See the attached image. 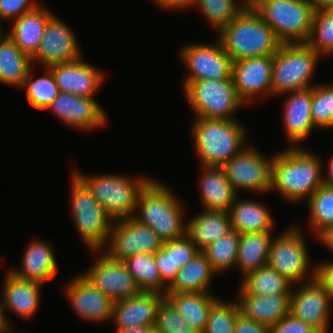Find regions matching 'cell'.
Returning <instances> with one entry per match:
<instances>
[{
  "instance_id": "6da1fadb",
  "label": "cell",
  "mask_w": 333,
  "mask_h": 333,
  "mask_svg": "<svg viewBox=\"0 0 333 333\" xmlns=\"http://www.w3.org/2000/svg\"><path fill=\"white\" fill-rule=\"evenodd\" d=\"M323 161L304 147L286 148L274 154L271 191L298 203L323 184Z\"/></svg>"
},
{
  "instance_id": "7a4b0ae2",
  "label": "cell",
  "mask_w": 333,
  "mask_h": 333,
  "mask_svg": "<svg viewBox=\"0 0 333 333\" xmlns=\"http://www.w3.org/2000/svg\"><path fill=\"white\" fill-rule=\"evenodd\" d=\"M217 38L232 62L274 55L282 45L250 4L218 33Z\"/></svg>"
},
{
  "instance_id": "3957f363",
  "label": "cell",
  "mask_w": 333,
  "mask_h": 333,
  "mask_svg": "<svg viewBox=\"0 0 333 333\" xmlns=\"http://www.w3.org/2000/svg\"><path fill=\"white\" fill-rule=\"evenodd\" d=\"M184 212L172 190L152 179L140 192L133 217L149 226L164 243L186 234Z\"/></svg>"
},
{
  "instance_id": "277c9868",
  "label": "cell",
  "mask_w": 333,
  "mask_h": 333,
  "mask_svg": "<svg viewBox=\"0 0 333 333\" xmlns=\"http://www.w3.org/2000/svg\"><path fill=\"white\" fill-rule=\"evenodd\" d=\"M192 126L195 151L201 165L223 167L244 148L246 128L238 120L195 117Z\"/></svg>"
},
{
  "instance_id": "5b68a950",
  "label": "cell",
  "mask_w": 333,
  "mask_h": 333,
  "mask_svg": "<svg viewBox=\"0 0 333 333\" xmlns=\"http://www.w3.org/2000/svg\"><path fill=\"white\" fill-rule=\"evenodd\" d=\"M73 172L88 186L113 221L134 216L139 194L152 180L146 176L131 178L110 173L87 177L78 169Z\"/></svg>"
},
{
  "instance_id": "8992f818",
  "label": "cell",
  "mask_w": 333,
  "mask_h": 333,
  "mask_svg": "<svg viewBox=\"0 0 333 333\" xmlns=\"http://www.w3.org/2000/svg\"><path fill=\"white\" fill-rule=\"evenodd\" d=\"M320 57L307 43H282L273 55L272 96L311 88Z\"/></svg>"
},
{
  "instance_id": "52a82bcc",
  "label": "cell",
  "mask_w": 333,
  "mask_h": 333,
  "mask_svg": "<svg viewBox=\"0 0 333 333\" xmlns=\"http://www.w3.org/2000/svg\"><path fill=\"white\" fill-rule=\"evenodd\" d=\"M249 4L281 43H306L314 10L305 0H251Z\"/></svg>"
},
{
  "instance_id": "ba28073f",
  "label": "cell",
  "mask_w": 333,
  "mask_h": 333,
  "mask_svg": "<svg viewBox=\"0 0 333 333\" xmlns=\"http://www.w3.org/2000/svg\"><path fill=\"white\" fill-rule=\"evenodd\" d=\"M71 186L70 205L75 227L89 249L102 250L109 241L114 221L74 172Z\"/></svg>"
},
{
  "instance_id": "9c48e42d",
  "label": "cell",
  "mask_w": 333,
  "mask_h": 333,
  "mask_svg": "<svg viewBox=\"0 0 333 333\" xmlns=\"http://www.w3.org/2000/svg\"><path fill=\"white\" fill-rule=\"evenodd\" d=\"M309 259L305 237L297 225H291L285 231L273 236L267 265L294 286L305 282V279L309 281L315 278L316 267L310 265Z\"/></svg>"
},
{
  "instance_id": "30bf717a",
  "label": "cell",
  "mask_w": 333,
  "mask_h": 333,
  "mask_svg": "<svg viewBox=\"0 0 333 333\" xmlns=\"http://www.w3.org/2000/svg\"><path fill=\"white\" fill-rule=\"evenodd\" d=\"M183 91L199 118L233 120L235 111L244 104L237 95L232 77L190 82Z\"/></svg>"
},
{
  "instance_id": "8fae6325",
  "label": "cell",
  "mask_w": 333,
  "mask_h": 333,
  "mask_svg": "<svg viewBox=\"0 0 333 333\" xmlns=\"http://www.w3.org/2000/svg\"><path fill=\"white\" fill-rule=\"evenodd\" d=\"M273 156L265 157L252 146L244 147L224 166L227 178L234 190L257 193L271 191Z\"/></svg>"
},
{
  "instance_id": "7c38bea8",
  "label": "cell",
  "mask_w": 333,
  "mask_h": 333,
  "mask_svg": "<svg viewBox=\"0 0 333 333\" xmlns=\"http://www.w3.org/2000/svg\"><path fill=\"white\" fill-rule=\"evenodd\" d=\"M162 247L159 236L132 216L114 221L109 241L102 250L112 259L123 261L138 253L154 254Z\"/></svg>"
},
{
  "instance_id": "4fadbf2b",
  "label": "cell",
  "mask_w": 333,
  "mask_h": 333,
  "mask_svg": "<svg viewBox=\"0 0 333 333\" xmlns=\"http://www.w3.org/2000/svg\"><path fill=\"white\" fill-rule=\"evenodd\" d=\"M180 51V58L189 70L183 89L194 81L231 78L232 60L218 38L213 44H186Z\"/></svg>"
},
{
  "instance_id": "5bb4252c",
  "label": "cell",
  "mask_w": 333,
  "mask_h": 333,
  "mask_svg": "<svg viewBox=\"0 0 333 333\" xmlns=\"http://www.w3.org/2000/svg\"><path fill=\"white\" fill-rule=\"evenodd\" d=\"M91 251L100 252V256L82 275L94 287H97L114 302L128 299L141 292L123 261L112 259L102 250Z\"/></svg>"
},
{
  "instance_id": "9a60e30c",
  "label": "cell",
  "mask_w": 333,
  "mask_h": 333,
  "mask_svg": "<svg viewBox=\"0 0 333 333\" xmlns=\"http://www.w3.org/2000/svg\"><path fill=\"white\" fill-rule=\"evenodd\" d=\"M291 290L290 314L311 326L318 333H328L333 299L316 279L306 281Z\"/></svg>"
},
{
  "instance_id": "2e32d148",
  "label": "cell",
  "mask_w": 333,
  "mask_h": 333,
  "mask_svg": "<svg viewBox=\"0 0 333 333\" xmlns=\"http://www.w3.org/2000/svg\"><path fill=\"white\" fill-rule=\"evenodd\" d=\"M272 65L273 55L232 62L231 77L237 95L244 105L250 104L259 95H272Z\"/></svg>"
},
{
  "instance_id": "e0dca14e",
  "label": "cell",
  "mask_w": 333,
  "mask_h": 333,
  "mask_svg": "<svg viewBox=\"0 0 333 333\" xmlns=\"http://www.w3.org/2000/svg\"><path fill=\"white\" fill-rule=\"evenodd\" d=\"M78 44L73 30L53 14L48 19L37 53L31 58L32 63L37 64L38 61L48 68L80 59Z\"/></svg>"
},
{
  "instance_id": "ac0fdd59",
  "label": "cell",
  "mask_w": 333,
  "mask_h": 333,
  "mask_svg": "<svg viewBox=\"0 0 333 333\" xmlns=\"http://www.w3.org/2000/svg\"><path fill=\"white\" fill-rule=\"evenodd\" d=\"M51 110L63 123L78 130H91L104 126L107 114L94 98L59 92L47 110Z\"/></svg>"
},
{
  "instance_id": "d6986e66",
  "label": "cell",
  "mask_w": 333,
  "mask_h": 333,
  "mask_svg": "<svg viewBox=\"0 0 333 333\" xmlns=\"http://www.w3.org/2000/svg\"><path fill=\"white\" fill-rule=\"evenodd\" d=\"M66 284V298L68 297L67 300L80 317L95 323L112 319L114 301L94 287L82 274Z\"/></svg>"
},
{
  "instance_id": "ffe728a7",
  "label": "cell",
  "mask_w": 333,
  "mask_h": 333,
  "mask_svg": "<svg viewBox=\"0 0 333 333\" xmlns=\"http://www.w3.org/2000/svg\"><path fill=\"white\" fill-rule=\"evenodd\" d=\"M4 280L1 293L3 300H0V325L11 328V323L5 315L6 309L21 316L22 319L32 318L38 310L41 284L21 279L9 270Z\"/></svg>"
},
{
  "instance_id": "44dd1931",
  "label": "cell",
  "mask_w": 333,
  "mask_h": 333,
  "mask_svg": "<svg viewBox=\"0 0 333 333\" xmlns=\"http://www.w3.org/2000/svg\"><path fill=\"white\" fill-rule=\"evenodd\" d=\"M52 72L60 92L93 98L104 81L103 73L82 57L72 62L48 67Z\"/></svg>"
},
{
  "instance_id": "7402d4cb",
  "label": "cell",
  "mask_w": 333,
  "mask_h": 333,
  "mask_svg": "<svg viewBox=\"0 0 333 333\" xmlns=\"http://www.w3.org/2000/svg\"><path fill=\"white\" fill-rule=\"evenodd\" d=\"M164 297L161 293L141 291L128 299L115 301L111 319L115 328L155 326L157 308Z\"/></svg>"
},
{
  "instance_id": "603a6c76",
  "label": "cell",
  "mask_w": 333,
  "mask_h": 333,
  "mask_svg": "<svg viewBox=\"0 0 333 333\" xmlns=\"http://www.w3.org/2000/svg\"><path fill=\"white\" fill-rule=\"evenodd\" d=\"M237 294L240 312L269 328L290 314L291 293L253 296L239 286Z\"/></svg>"
},
{
  "instance_id": "cb8c5ba5",
  "label": "cell",
  "mask_w": 333,
  "mask_h": 333,
  "mask_svg": "<svg viewBox=\"0 0 333 333\" xmlns=\"http://www.w3.org/2000/svg\"><path fill=\"white\" fill-rule=\"evenodd\" d=\"M286 95L288 97L283 107L286 138L290 144L292 143V147H298L300 146L298 144L307 139L315 128L311 116L312 87L289 92Z\"/></svg>"
},
{
  "instance_id": "d4e9b609",
  "label": "cell",
  "mask_w": 333,
  "mask_h": 333,
  "mask_svg": "<svg viewBox=\"0 0 333 333\" xmlns=\"http://www.w3.org/2000/svg\"><path fill=\"white\" fill-rule=\"evenodd\" d=\"M54 253L49 243L35 239L23 254L21 268H11L10 272L21 279L43 284L58 272Z\"/></svg>"
},
{
  "instance_id": "484cf974",
  "label": "cell",
  "mask_w": 333,
  "mask_h": 333,
  "mask_svg": "<svg viewBox=\"0 0 333 333\" xmlns=\"http://www.w3.org/2000/svg\"><path fill=\"white\" fill-rule=\"evenodd\" d=\"M52 15L48 8L40 4L14 20L6 34L24 54L32 58L37 53L46 24Z\"/></svg>"
},
{
  "instance_id": "4316f807",
  "label": "cell",
  "mask_w": 333,
  "mask_h": 333,
  "mask_svg": "<svg viewBox=\"0 0 333 333\" xmlns=\"http://www.w3.org/2000/svg\"><path fill=\"white\" fill-rule=\"evenodd\" d=\"M200 199L203 209L228 212L238 193L223 167L202 165Z\"/></svg>"
},
{
  "instance_id": "83f0119b",
  "label": "cell",
  "mask_w": 333,
  "mask_h": 333,
  "mask_svg": "<svg viewBox=\"0 0 333 333\" xmlns=\"http://www.w3.org/2000/svg\"><path fill=\"white\" fill-rule=\"evenodd\" d=\"M186 234L199 251L205 250L222 236L232 231L228 212L203 210L188 220Z\"/></svg>"
},
{
  "instance_id": "f1b7e54d",
  "label": "cell",
  "mask_w": 333,
  "mask_h": 333,
  "mask_svg": "<svg viewBox=\"0 0 333 333\" xmlns=\"http://www.w3.org/2000/svg\"><path fill=\"white\" fill-rule=\"evenodd\" d=\"M238 197L228 211L232 230L240 234L273 231L274 219L264 203Z\"/></svg>"
},
{
  "instance_id": "f546056e",
  "label": "cell",
  "mask_w": 333,
  "mask_h": 333,
  "mask_svg": "<svg viewBox=\"0 0 333 333\" xmlns=\"http://www.w3.org/2000/svg\"><path fill=\"white\" fill-rule=\"evenodd\" d=\"M165 297L180 316L199 333L204 332L212 305L219 299L212 292L166 293Z\"/></svg>"
},
{
  "instance_id": "4dcf8cb0",
  "label": "cell",
  "mask_w": 333,
  "mask_h": 333,
  "mask_svg": "<svg viewBox=\"0 0 333 333\" xmlns=\"http://www.w3.org/2000/svg\"><path fill=\"white\" fill-rule=\"evenodd\" d=\"M2 31L0 34V83L22 88L32 59L24 54L15 42Z\"/></svg>"
},
{
  "instance_id": "1f68e13d",
  "label": "cell",
  "mask_w": 333,
  "mask_h": 333,
  "mask_svg": "<svg viewBox=\"0 0 333 333\" xmlns=\"http://www.w3.org/2000/svg\"><path fill=\"white\" fill-rule=\"evenodd\" d=\"M215 272L211 268L206 255L199 251L177 273L166 293L178 292H210L209 286Z\"/></svg>"
},
{
  "instance_id": "d6a6232c",
  "label": "cell",
  "mask_w": 333,
  "mask_h": 333,
  "mask_svg": "<svg viewBox=\"0 0 333 333\" xmlns=\"http://www.w3.org/2000/svg\"><path fill=\"white\" fill-rule=\"evenodd\" d=\"M272 238V231L241 234L235 266L243 278L267 265Z\"/></svg>"
},
{
  "instance_id": "836d02e7",
  "label": "cell",
  "mask_w": 333,
  "mask_h": 333,
  "mask_svg": "<svg viewBox=\"0 0 333 333\" xmlns=\"http://www.w3.org/2000/svg\"><path fill=\"white\" fill-rule=\"evenodd\" d=\"M241 281L240 286L253 296L291 293L292 286H294L268 265L247 274Z\"/></svg>"
},
{
  "instance_id": "e575fe53",
  "label": "cell",
  "mask_w": 333,
  "mask_h": 333,
  "mask_svg": "<svg viewBox=\"0 0 333 333\" xmlns=\"http://www.w3.org/2000/svg\"><path fill=\"white\" fill-rule=\"evenodd\" d=\"M140 291L157 292L166 295L167 287L162 283L152 253H138L123 260Z\"/></svg>"
},
{
  "instance_id": "d590c367",
  "label": "cell",
  "mask_w": 333,
  "mask_h": 333,
  "mask_svg": "<svg viewBox=\"0 0 333 333\" xmlns=\"http://www.w3.org/2000/svg\"><path fill=\"white\" fill-rule=\"evenodd\" d=\"M307 200L309 226L317 238L333 226V187L322 184Z\"/></svg>"
},
{
  "instance_id": "8d00e7d4",
  "label": "cell",
  "mask_w": 333,
  "mask_h": 333,
  "mask_svg": "<svg viewBox=\"0 0 333 333\" xmlns=\"http://www.w3.org/2000/svg\"><path fill=\"white\" fill-rule=\"evenodd\" d=\"M240 237V233L232 230L202 251L216 274L235 267Z\"/></svg>"
},
{
  "instance_id": "74e56055",
  "label": "cell",
  "mask_w": 333,
  "mask_h": 333,
  "mask_svg": "<svg viewBox=\"0 0 333 333\" xmlns=\"http://www.w3.org/2000/svg\"><path fill=\"white\" fill-rule=\"evenodd\" d=\"M22 89L26 90V97L30 105L38 110H47L60 92L54 76L48 68L45 75L37 79H33L31 68Z\"/></svg>"
},
{
  "instance_id": "f35d334b",
  "label": "cell",
  "mask_w": 333,
  "mask_h": 333,
  "mask_svg": "<svg viewBox=\"0 0 333 333\" xmlns=\"http://www.w3.org/2000/svg\"><path fill=\"white\" fill-rule=\"evenodd\" d=\"M248 4V0H196L194 6H198L209 23L220 32Z\"/></svg>"
},
{
  "instance_id": "ab89813d",
  "label": "cell",
  "mask_w": 333,
  "mask_h": 333,
  "mask_svg": "<svg viewBox=\"0 0 333 333\" xmlns=\"http://www.w3.org/2000/svg\"><path fill=\"white\" fill-rule=\"evenodd\" d=\"M306 43L321 58L333 54V8L314 12L311 33Z\"/></svg>"
},
{
  "instance_id": "60d3db41",
  "label": "cell",
  "mask_w": 333,
  "mask_h": 333,
  "mask_svg": "<svg viewBox=\"0 0 333 333\" xmlns=\"http://www.w3.org/2000/svg\"><path fill=\"white\" fill-rule=\"evenodd\" d=\"M311 116L315 129L333 130V83L312 86Z\"/></svg>"
},
{
  "instance_id": "b9f144b4",
  "label": "cell",
  "mask_w": 333,
  "mask_h": 333,
  "mask_svg": "<svg viewBox=\"0 0 333 333\" xmlns=\"http://www.w3.org/2000/svg\"><path fill=\"white\" fill-rule=\"evenodd\" d=\"M240 313L236 300L226 302L219 298L212 305L203 333H234L235 321Z\"/></svg>"
},
{
  "instance_id": "7bdbcfd3",
  "label": "cell",
  "mask_w": 333,
  "mask_h": 333,
  "mask_svg": "<svg viewBox=\"0 0 333 333\" xmlns=\"http://www.w3.org/2000/svg\"><path fill=\"white\" fill-rule=\"evenodd\" d=\"M155 331L156 333H199L180 316L166 297L161 300L157 308Z\"/></svg>"
},
{
  "instance_id": "ee69618b",
  "label": "cell",
  "mask_w": 333,
  "mask_h": 333,
  "mask_svg": "<svg viewBox=\"0 0 333 333\" xmlns=\"http://www.w3.org/2000/svg\"><path fill=\"white\" fill-rule=\"evenodd\" d=\"M154 259L162 283L168 288L177 276L180 267L173 260V240L163 243V247L154 253Z\"/></svg>"
},
{
  "instance_id": "f6af8a7d",
  "label": "cell",
  "mask_w": 333,
  "mask_h": 333,
  "mask_svg": "<svg viewBox=\"0 0 333 333\" xmlns=\"http://www.w3.org/2000/svg\"><path fill=\"white\" fill-rule=\"evenodd\" d=\"M38 5L36 0H0V20L14 21Z\"/></svg>"
},
{
  "instance_id": "bcb514c9",
  "label": "cell",
  "mask_w": 333,
  "mask_h": 333,
  "mask_svg": "<svg viewBox=\"0 0 333 333\" xmlns=\"http://www.w3.org/2000/svg\"><path fill=\"white\" fill-rule=\"evenodd\" d=\"M199 252L197 246L185 234L173 240V260L175 265L182 268Z\"/></svg>"
},
{
  "instance_id": "7dc6e473",
  "label": "cell",
  "mask_w": 333,
  "mask_h": 333,
  "mask_svg": "<svg viewBox=\"0 0 333 333\" xmlns=\"http://www.w3.org/2000/svg\"><path fill=\"white\" fill-rule=\"evenodd\" d=\"M270 333H318L302 320L295 318L292 314L286 315L276 325L270 328Z\"/></svg>"
},
{
  "instance_id": "c3c4849f",
  "label": "cell",
  "mask_w": 333,
  "mask_h": 333,
  "mask_svg": "<svg viewBox=\"0 0 333 333\" xmlns=\"http://www.w3.org/2000/svg\"><path fill=\"white\" fill-rule=\"evenodd\" d=\"M315 278L333 299V259L315 265Z\"/></svg>"
},
{
  "instance_id": "681fc988",
  "label": "cell",
  "mask_w": 333,
  "mask_h": 333,
  "mask_svg": "<svg viewBox=\"0 0 333 333\" xmlns=\"http://www.w3.org/2000/svg\"><path fill=\"white\" fill-rule=\"evenodd\" d=\"M234 333H270V328L240 313L235 321Z\"/></svg>"
},
{
  "instance_id": "f907efd6",
  "label": "cell",
  "mask_w": 333,
  "mask_h": 333,
  "mask_svg": "<svg viewBox=\"0 0 333 333\" xmlns=\"http://www.w3.org/2000/svg\"><path fill=\"white\" fill-rule=\"evenodd\" d=\"M157 2V5L159 7L161 6L162 8H167V9H185L190 6H194L196 0H154Z\"/></svg>"
},
{
  "instance_id": "816d5d0a",
  "label": "cell",
  "mask_w": 333,
  "mask_h": 333,
  "mask_svg": "<svg viewBox=\"0 0 333 333\" xmlns=\"http://www.w3.org/2000/svg\"><path fill=\"white\" fill-rule=\"evenodd\" d=\"M316 239L333 251V226L321 233Z\"/></svg>"
},
{
  "instance_id": "f5cc1de1",
  "label": "cell",
  "mask_w": 333,
  "mask_h": 333,
  "mask_svg": "<svg viewBox=\"0 0 333 333\" xmlns=\"http://www.w3.org/2000/svg\"><path fill=\"white\" fill-rule=\"evenodd\" d=\"M115 333H156L155 326H141L129 329L116 328Z\"/></svg>"
},
{
  "instance_id": "db71d44e",
  "label": "cell",
  "mask_w": 333,
  "mask_h": 333,
  "mask_svg": "<svg viewBox=\"0 0 333 333\" xmlns=\"http://www.w3.org/2000/svg\"><path fill=\"white\" fill-rule=\"evenodd\" d=\"M314 11L333 8V0H305Z\"/></svg>"
},
{
  "instance_id": "11a10c76",
  "label": "cell",
  "mask_w": 333,
  "mask_h": 333,
  "mask_svg": "<svg viewBox=\"0 0 333 333\" xmlns=\"http://www.w3.org/2000/svg\"><path fill=\"white\" fill-rule=\"evenodd\" d=\"M327 173L323 175V184L333 187V156L327 163Z\"/></svg>"
},
{
  "instance_id": "9f6ffc18",
  "label": "cell",
  "mask_w": 333,
  "mask_h": 333,
  "mask_svg": "<svg viewBox=\"0 0 333 333\" xmlns=\"http://www.w3.org/2000/svg\"><path fill=\"white\" fill-rule=\"evenodd\" d=\"M9 329H10L9 327H3V326H1L0 327V333H16V332H13V331L11 332V329L10 330Z\"/></svg>"
}]
</instances>
